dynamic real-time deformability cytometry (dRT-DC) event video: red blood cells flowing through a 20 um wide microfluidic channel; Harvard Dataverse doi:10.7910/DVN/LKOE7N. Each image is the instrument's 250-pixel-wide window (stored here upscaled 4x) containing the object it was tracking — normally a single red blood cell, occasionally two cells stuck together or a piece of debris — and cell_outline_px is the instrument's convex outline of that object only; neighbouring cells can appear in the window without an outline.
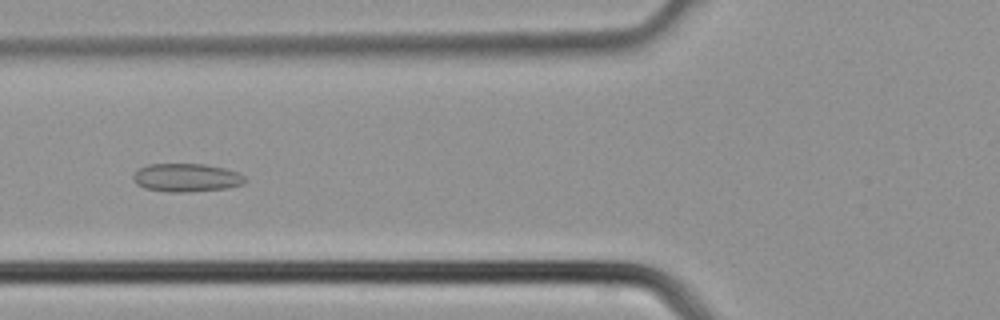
{"species": "common noctule bat (a hibernating species)", "species_latin": "Nyctalus noctula", "temperature_condition": "cold", "stored_images_in_passage": 39, "camera_frame_rate_fps": 3000, "um_per_image_px": 0.085, "animal": {"sex": "male", "body_mass_g": 21.5, "forearm_length_mm": 52.0}, "frame": {"image": 1, "passage_image": 15, "time_ms": 4.667, "image_size_px": [1000, 320], "cell_outline_px": [[248, 180], [244, 184], [228, 188], [188, 192], [164, 192], [144, 188], [136, 184], [132, 176], [140, 168], [148, 164], [204, 164], [224, 168], [240, 172]], "centroid_in_image_um": [15.88, 15.11], "position_along_channel_um": 109.9, "area_um2": 18.67}}
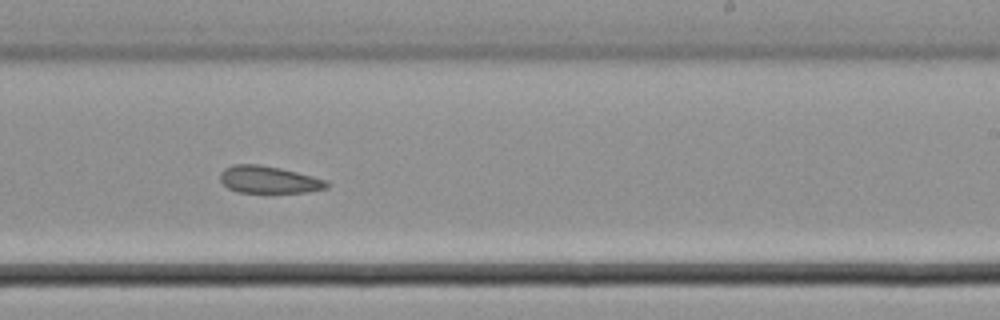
{"frame": {"image": 2, "passage_image": 24, "time_ms": 7.667, "image_size_px": [1000, 320], "cell_outline_px": [[328, 188], [308, 192], [240, 192], [228, 188], [220, 180], [220, 172], [224, 168], [236, 164], [260, 164], [280, 168], [312, 176], [324, 180], [328, 184]], "centroid_in_image_um": [22.82, 15.26], "position_along_channel_um": 266.2, "area_um2": 16.7}}
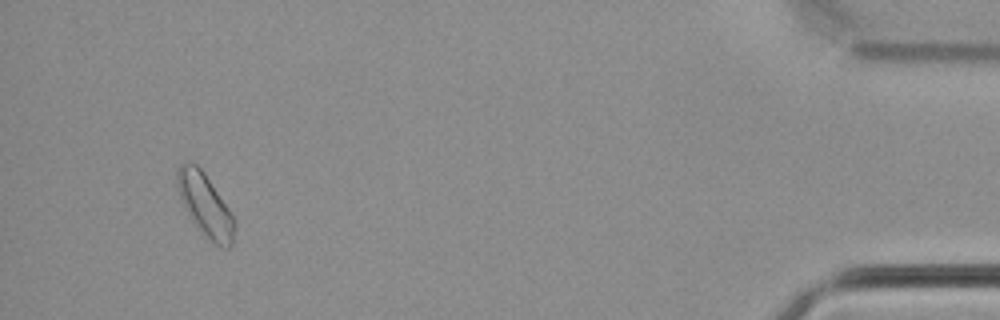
{"frame": {"image": 3, "passage_image": 37, "time_ms": 12.0, "image_size_px": [1000, 320], "cell_outline_px": [[236, 224], [232, 244], [228, 248], [216, 244], [200, 228], [188, 212], [180, 196], [176, 180], [180, 164], [184, 160], [192, 160], [204, 172], [228, 208]], "centroid_in_image_um": [17.45, 17.35], "position_along_channel_um": 417.8, "area_um2": 20.06}}